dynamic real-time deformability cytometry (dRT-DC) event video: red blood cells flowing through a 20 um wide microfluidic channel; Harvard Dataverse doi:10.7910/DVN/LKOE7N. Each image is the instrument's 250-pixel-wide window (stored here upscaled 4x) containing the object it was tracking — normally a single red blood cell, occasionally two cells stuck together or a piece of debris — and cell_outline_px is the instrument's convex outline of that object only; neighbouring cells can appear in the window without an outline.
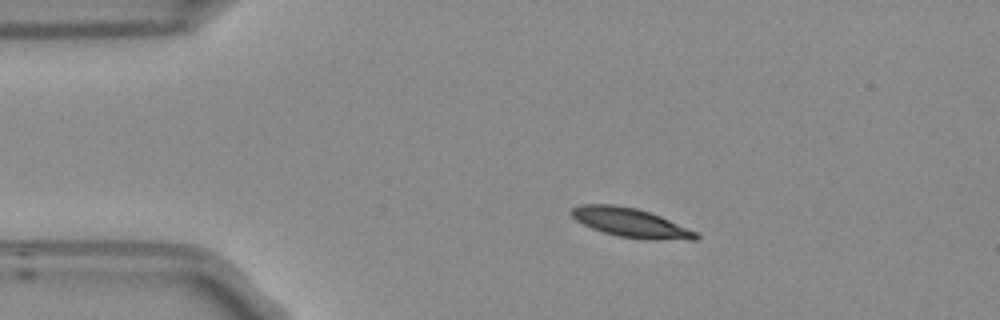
{"species": "Egyptian fruit bat (a non-hibernating species)", "species_latin": "Rousettus aegyptiacus", "temperature_condition": "room temperature", "stored_images_in_passage": 2, "camera_frame_rate_fps": 3000, "um_per_image_px": 0.085, "frame": {"image": 1, "passage_image": 1, "time_ms": 0.0, "image_size_px": [1000, 320], "cell_outline_px": [[700, 236], [696, 240], [652, 240], [616, 236], [592, 228], [576, 220], [568, 212], [572, 208], [580, 204], [616, 204], [636, 208], [660, 216], [696, 232]], "centroid_in_image_um": [53.58, 18.93], "position_along_channel_um": 31.4, "area_um2": 21.1}}